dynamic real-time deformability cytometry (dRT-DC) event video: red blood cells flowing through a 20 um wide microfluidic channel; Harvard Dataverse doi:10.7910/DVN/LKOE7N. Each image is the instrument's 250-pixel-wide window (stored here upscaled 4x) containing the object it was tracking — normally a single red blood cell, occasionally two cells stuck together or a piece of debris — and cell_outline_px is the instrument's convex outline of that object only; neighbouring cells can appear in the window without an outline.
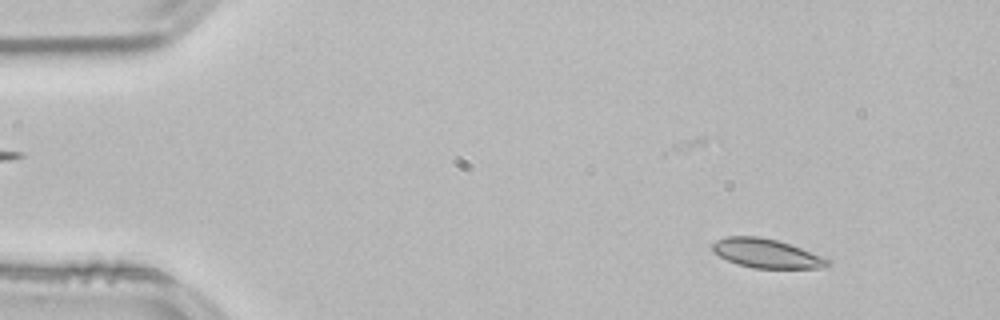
{"species": "common noctule bat (a hibernating species)", "species_latin": "Nyctalus noctula", "temperature_condition": "room temperature", "stored_images_in_passage": 48, "camera_frame_rate_fps": 3000, "um_per_image_px": 0.085, "animal": {"sex": "male", "body_mass_g": 21.5, "forearm_length_mm": 52.0}, "frame": {"image": 1, "passage_image": 1, "time_ms": 0.0, "image_size_px": [1000, 320], "cell_outline_px": [[832, 264], [824, 268], [752, 268], [736, 264], [712, 252], [712, 244], [716, 240], [728, 236], [756, 236], [776, 240], [800, 248], [832, 260]], "centroid_in_image_um": [65.15, 21.55], "position_along_channel_um": 19.9, "area_um2": 19.48}}
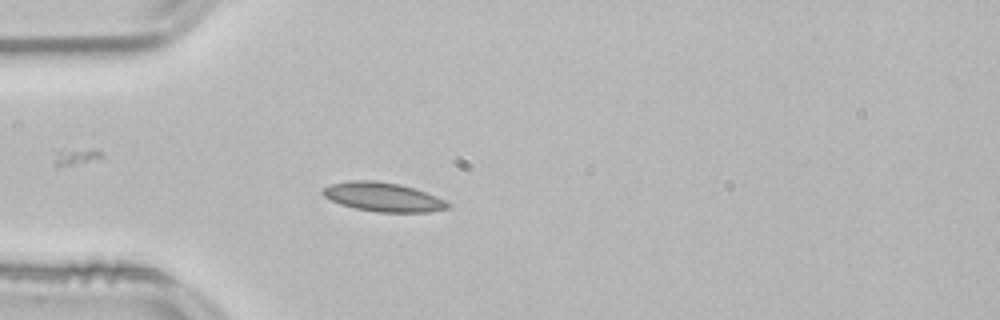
{"frame": {"image": 2, "passage_image": 10, "time_ms": 3.0, "image_size_px": [1000, 320], "cell_outline_px": [[452, 204], [448, 208], [428, 212], [376, 212], [356, 208], [340, 204], [324, 196], [320, 192], [324, 188], [332, 184], [348, 180], [372, 180], [400, 184], [436, 196]], "centroid_in_image_um": [32.55, 16.74], "position_along_channel_um": 52.4, "area_um2": 20.98}}
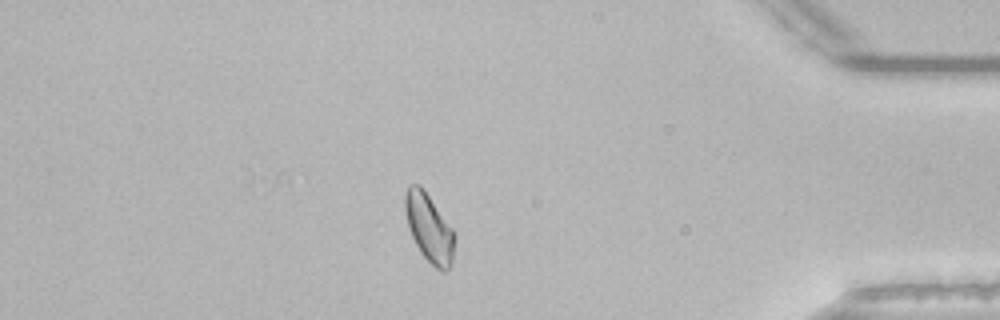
{"frame": {"image": 3, "passage_image": 41, "time_ms": 13.333, "image_size_px": [1000, 320], "cell_outline_px": [[456, 236], [452, 264], [444, 272], [440, 272], [420, 252], [412, 236], [408, 224], [404, 208], [404, 196], [408, 184], [420, 184], [424, 188], [452, 228]], "centroid_in_image_um": [36.49, 19.35], "position_along_channel_um": 398.7, "area_um2": 19.83}, "authors_computed_cell_mechanics": {"area_um2": 19.3341, "velocity_mm_per_s": 3.803, "shape_relaxation_time_tau1_ms": null, "shape_relaxation_time_tau2_ms": 2.0636, "deformation_change_tau1": null, "deformation_change_tau2": 0.0537}}